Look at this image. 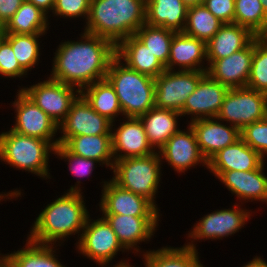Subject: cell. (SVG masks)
<instances>
[{"label":"cell","instance_id":"obj_1","mask_svg":"<svg viewBox=\"0 0 267 267\" xmlns=\"http://www.w3.org/2000/svg\"><path fill=\"white\" fill-rule=\"evenodd\" d=\"M85 41H66L55 53L51 79L79 87L76 93L106 79L109 65L116 56V46L109 40L84 31Z\"/></svg>","mask_w":267,"mask_h":267},{"label":"cell","instance_id":"obj_2","mask_svg":"<svg viewBox=\"0 0 267 267\" xmlns=\"http://www.w3.org/2000/svg\"><path fill=\"white\" fill-rule=\"evenodd\" d=\"M146 0H91L85 32L115 46L145 24Z\"/></svg>","mask_w":267,"mask_h":267},{"label":"cell","instance_id":"obj_3","mask_svg":"<svg viewBox=\"0 0 267 267\" xmlns=\"http://www.w3.org/2000/svg\"><path fill=\"white\" fill-rule=\"evenodd\" d=\"M80 191V187L72 186L68 193L48 204L36 218L28 239L50 245L84 229L89 212Z\"/></svg>","mask_w":267,"mask_h":267},{"label":"cell","instance_id":"obj_4","mask_svg":"<svg viewBox=\"0 0 267 267\" xmlns=\"http://www.w3.org/2000/svg\"><path fill=\"white\" fill-rule=\"evenodd\" d=\"M106 79L114 87L126 118H138L155 107V78L122 64L117 56L109 65Z\"/></svg>","mask_w":267,"mask_h":267},{"label":"cell","instance_id":"obj_5","mask_svg":"<svg viewBox=\"0 0 267 267\" xmlns=\"http://www.w3.org/2000/svg\"><path fill=\"white\" fill-rule=\"evenodd\" d=\"M58 144V139L50 143L10 130L0 134V160L10 166L48 178L49 153L54 152Z\"/></svg>","mask_w":267,"mask_h":267},{"label":"cell","instance_id":"obj_6","mask_svg":"<svg viewBox=\"0 0 267 267\" xmlns=\"http://www.w3.org/2000/svg\"><path fill=\"white\" fill-rule=\"evenodd\" d=\"M143 157H130L114 161L111 179L117 185L134 194L145 197L155 207L154 196L160 181V154Z\"/></svg>","mask_w":267,"mask_h":267},{"label":"cell","instance_id":"obj_7","mask_svg":"<svg viewBox=\"0 0 267 267\" xmlns=\"http://www.w3.org/2000/svg\"><path fill=\"white\" fill-rule=\"evenodd\" d=\"M266 117L267 94L247 87L230 88L216 116L220 121H229L240 131Z\"/></svg>","mask_w":267,"mask_h":267},{"label":"cell","instance_id":"obj_8","mask_svg":"<svg viewBox=\"0 0 267 267\" xmlns=\"http://www.w3.org/2000/svg\"><path fill=\"white\" fill-rule=\"evenodd\" d=\"M206 71L165 70L155 78V107L182 112Z\"/></svg>","mask_w":267,"mask_h":267},{"label":"cell","instance_id":"obj_9","mask_svg":"<svg viewBox=\"0 0 267 267\" xmlns=\"http://www.w3.org/2000/svg\"><path fill=\"white\" fill-rule=\"evenodd\" d=\"M74 89V86L49 78L30 88H22L21 91L59 125L80 95V92L75 94Z\"/></svg>","mask_w":267,"mask_h":267},{"label":"cell","instance_id":"obj_10","mask_svg":"<svg viewBox=\"0 0 267 267\" xmlns=\"http://www.w3.org/2000/svg\"><path fill=\"white\" fill-rule=\"evenodd\" d=\"M89 217L82 234H80L77 248L83 255L104 266L124 247L104 217L91 222V224L92 220Z\"/></svg>","mask_w":267,"mask_h":267},{"label":"cell","instance_id":"obj_11","mask_svg":"<svg viewBox=\"0 0 267 267\" xmlns=\"http://www.w3.org/2000/svg\"><path fill=\"white\" fill-rule=\"evenodd\" d=\"M113 122L96 112L80 94L72 103L65 119L58 125L63 136L58 139L63 144L69 137L80 135L112 134Z\"/></svg>","mask_w":267,"mask_h":267},{"label":"cell","instance_id":"obj_12","mask_svg":"<svg viewBox=\"0 0 267 267\" xmlns=\"http://www.w3.org/2000/svg\"><path fill=\"white\" fill-rule=\"evenodd\" d=\"M101 204L102 215H131L136 217H158L159 212L145 197L125 190L112 180L104 182Z\"/></svg>","mask_w":267,"mask_h":267},{"label":"cell","instance_id":"obj_13","mask_svg":"<svg viewBox=\"0 0 267 267\" xmlns=\"http://www.w3.org/2000/svg\"><path fill=\"white\" fill-rule=\"evenodd\" d=\"M253 54L254 39L245 48L232 53L226 58L207 60L209 62L207 74L229 89L246 87L250 76Z\"/></svg>","mask_w":267,"mask_h":267},{"label":"cell","instance_id":"obj_14","mask_svg":"<svg viewBox=\"0 0 267 267\" xmlns=\"http://www.w3.org/2000/svg\"><path fill=\"white\" fill-rule=\"evenodd\" d=\"M17 95V100L13 103L17 112L16 124L11 130L51 143L58 125L21 90Z\"/></svg>","mask_w":267,"mask_h":267},{"label":"cell","instance_id":"obj_15","mask_svg":"<svg viewBox=\"0 0 267 267\" xmlns=\"http://www.w3.org/2000/svg\"><path fill=\"white\" fill-rule=\"evenodd\" d=\"M229 88L206 74L187 98L181 115L192 114V120L217 116ZM199 115V116H198Z\"/></svg>","mask_w":267,"mask_h":267},{"label":"cell","instance_id":"obj_16","mask_svg":"<svg viewBox=\"0 0 267 267\" xmlns=\"http://www.w3.org/2000/svg\"><path fill=\"white\" fill-rule=\"evenodd\" d=\"M190 126L195 132L199 150L207 161L218 151L241 138L237 127H227L215 117L191 121Z\"/></svg>","mask_w":267,"mask_h":267},{"label":"cell","instance_id":"obj_17","mask_svg":"<svg viewBox=\"0 0 267 267\" xmlns=\"http://www.w3.org/2000/svg\"><path fill=\"white\" fill-rule=\"evenodd\" d=\"M122 151L124 154H121ZM112 152L114 161L155 153L154 148L149 144L145 129L139 118L127 117V121L122 123L116 132L112 133Z\"/></svg>","mask_w":267,"mask_h":267},{"label":"cell","instance_id":"obj_18","mask_svg":"<svg viewBox=\"0 0 267 267\" xmlns=\"http://www.w3.org/2000/svg\"><path fill=\"white\" fill-rule=\"evenodd\" d=\"M158 152L177 172H185L197 163L207 166V160L199 150L195 132L190 125L188 132L179 130Z\"/></svg>","mask_w":267,"mask_h":267},{"label":"cell","instance_id":"obj_19","mask_svg":"<svg viewBox=\"0 0 267 267\" xmlns=\"http://www.w3.org/2000/svg\"><path fill=\"white\" fill-rule=\"evenodd\" d=\"M263 163L264 158L240 138L213 155L207 161V168L218 177L227 171L256 170Z\"/></svg>","mask_w":267,"mask_h":267},{"label":"cell","instance_id":"obj_20","mask_svg":"<svg viewBox=\"0 0 267 267\" xmlns=\"http://www.w3.org/2000/svg\"><path fill=\"white\" fill-rule=\"evenodd\" d=\"M235 208V209H234ZM250 212L238 209L237 205L232 209H224L212 212L199 220L189 237L197 239H215L232 235L239 231L250 217Z\"/></svg>","mask_w":267,"mask_h":267},{"label":"cell","instance_id":"obj_21","mask_svg":"<svg viewBox=\"0 0 267 267\" xmlns=\"http://www.w3.org/2000/svg\"><path fill=\"white\" fill-rule=\"evenodd\" d=\"M204 58H207L206 42L184 32H176L170 45V56L165 67L166 70H173V66L178 65L183 68L181 70L207 72L208 68L203 69L200 65Z\"/></svg>","mask_w":267,"mask_h":267},{"label":"cell","instance_id":"obj_22","mask_svg":"<svg viewBox=\"0 0 267 267\" xmlns=\"http://www.w3.org/2000/svg\"><path fill=\"white\" fill-rule=\"evenodd\" d=\"M121 245L127 250L152 237L159 217L104 215Z\"/></svg>","mask_w":267,"mask_h":267},{"label":"cell","instance_id":"obj_23","mask_svg":"<svg viewBox=\"0 0 267 267\" xmlns=\"http://www.w3.org/2000/svg\"><path fill=\"white\" fill-rule=\"evenodd\" d=\"M116 56L139 73L158 77L166 70L160 60L135 35L125 38L116 46Z\"/></svg>","mask_w":267,"mask_h":267},{"label":"cell","instance_id":"obj_24","mask_svg":"<svg viewBox=\"0 0 267 267\" xmlns=\"http://www.w3.org/2000/svg\"><path fill=\"white\" fill-rule=\"evenodd\" d=\"M264 163L256 170L222 172L218 178L242 200L267 201V177L262 172Z\"/></svg>","mask_w":267,"mask_h":267},{"label":"cell","instance_id":"obj_25","mask_svg":"<svg viewBox=\"0 0 267 267\" xmlns=\"http://www.w3.org/2000/svg\"><path fill=\"white\" fill-rule=\"evenodd\" d=\"M248 28L238 24H223L206 43L207 59L217 60L230 56L245 48L254 38Z\"/></svg>","mask_w":267,"mask_h":267},{"label":"cell","instance_id":"obj_26","mask_svg":"<svg viewBox=\"0 0 267 267\" xmlns=\"http://www.w3.org/2000/svg\"><path fill=\"white\" fill-rule=\"evenodd\" d=\"M188 6L182 0H146V21L150 26L183 32Z\"/></svg>","mask_w":267,"mask_h":267},{"label":"cell","instance_id":"obj_27","mask_svg":"<svg viewBox=\"0 0 267 267\" xmlns=\"http://www.w3.org/2000/svg\"><path fill=\"white\" fill-rule=\"evenodd\" d=\"M178 116L182 115L177 111L153 107L138 117L152 148L158 147L160 150L167 140L179 131L177 129Z\"/></svg>","mask_w":267,"mask_h":267},{"label":"cell","instance_id":"obj_28","mask_svg":"<svg viewBox=\"0 0 267 267\" xmlns=\"http://www.w3.org/2000/svg\"><path fill=\"white\" fill-rule=\"evenodd\" d=\"M62 145L74 155L113 167L112 134L69 137Z\"/></svg>","mask_w":267,"mask_h":267},{"label":"cell","instance_id":"obj_29","mask_svg":"<svg viewBox=\"0 0 267 267\" xmlns=\"http://www.w3.org/2000/svg\"><path fill=\"white\" fill-rule=\"evenodd\" d=\"M46 13L33 3L25 0L1 33L11 34H44L48 27Z\"/></svg>","mask_w":267,"mask_h":267},{"label":"cell","instance_id":"obj_30","mask_svg":"<svg viewBox=\"0 0 267 267\" xmlns=\"http://www.w3.org/2000/svg\"><path fill=\"white\" fill-rule=\"evenodd\" d=\"M145 256V257H144ZM146 267H203L199 262L196 247L193 244L182 248L163 247L143 255Z\"/></svg>","mask_w":267,"mask_h":267},{"label":"cell","instance_id":"obj_31","mask_svg":"<svg viewBox=\"0 0 267 267\" xmlns=\"http://www.w3.org/2000/svg\"><path fill=\"white\" fill-rule=\"evenodd\" d=\"M80 94L96 112L111 122L118 113H123L115 89L107 79L86 86Z\"/></svg>","mask_w":267,"mask_h":267},{"label":"cell","instance_id":"obj_32","mask_svg":"<svg viewBox=\"0 0 267 267\" xmlns=\"http://www.w3.org/2000/svg\"><path fill=\"white\" fill-rule=\"evenodd\" d=\"M223 24L203 4L192 5L188 6L183 32L207 43Z\"/></svg>","mask_w":267,"mask_h":267},{"label":"cell","instance_id":"obj_33","mask_svg":"<svg viewBox=\"0 0 267 267\" xmlns=\"http://www.w3.org/2000/svg\"><path fill=\"white\" fill-rule=\"evenodd\" d=\"M26 245L23 250L7 255L17 267H65L55 258L53 245L35 243L29 239Z\"/></svg>","mask_w":267,"mask_h":267},{"label":"cell","instance_id":"obj_34","mask_svg":"<svg viewBox=\"0 0 267 267\" xmlns=\"http://www.w3.org/2000/svg\"><path fill=\"white\" fill-rule=\"evenodd\" d=\"M234 24L248 28L256 36H267V14L260 0H235Z\"/></svg>","mask_w":267,"mask_h":267},{"label":"cell","instance_id":"obj_35","mask_svg":"<svg viewBox=\"0 0 267 267\" xmlns=\"http://www.w3.org/2000/svg\"><path fill=\"white\" fill-rule=\"evenodd\" d=\"M175 31L163 27L142 25L135 36L166 66L170 56V45Z\"/></svg>","mask_w":267,"mask_h":267},{"label":"cell","instance_id":"obj_36","mask_svg":"<svg viewBox=\"0 0 267 267\" xmlns=\"http://www.w3.org/2000/svg\"><path fill=\"white\" fill-rule=\"evenodd\" d=\"M11 44L20 67L27 73L39 58L38 39L42 34L1 33Z\"/></svg>","mask_w":267,"mask_h":267},{"label":"cell","instance_id":"obj_37","mask_svg":"<svg viewBox=\"0 0 267 267\" xmlns=\"http://www.w3.org/2000/svg\"><path fill=\"white\" fill-rule=\"evenodd\" d=\"M246 87L267 94V36L254 38V54Z\"/></svg>","mask_w":267,"mask_h":267},{"label":"cell","instance_id":"obj_38","mask_svg":"<svg viewBox=\"0 0 267 267\" xmlns=\"http://www.w3.org/2000/svg\"><path fill=\"white\" fill-rule=\"evenodd\" d=\"M241 139L263 158L267 154V117L246 125L240 131Z\"/></svg>","mask_w":267,"mask_h":267},{"label":"cell","instance_id":"obj_39","mask_svg":"<svg viewBox=\"0 0 267 267\" xmlns=\"http://www.w3.org/2000/svg\"><path fill=\"white\" fill-rule=\"evenodd\" d=\"M25 73L14 55L10 42L0 33V74L14 78Z\"/></svg>","mask_w":267,"mask_h":267},{"label":"cell","instance_id":"obj_40","mask_svg":"<svg viewBox=\"0 0 267 267\" xmlns=\"http://www.w3.org/2000/svg\"><path fill=\"white\" fill-rule=\"evenodd\" d=\"M55 154L60 156L61 159L64 158L68 160L70 171L78 176V177H85L92 173L94 168V163L98 161L94 159H88L84 157H80L70 153L62 144H58L54 150Z\"/></svg>","mask_w":267,"mask_h":267},{"label":"cell","instance_id":"obj_41","mask_svg":"<svg viewBox=\"0 0 267 267\" xmlns=\"http://www.w3.org/2000/svg\"><path fill=\"white\" fill-rule=\"evenodd\" d=\"M91 0H55L53 11L56 15L63 17H79L88 18Z\"/></svg>","mask_w":267,"mask_h":267},{"label":"cell","instance_id":"obj_42","mask_svg":"<svg viewBox=\"0 0 267 267\" xmlns=\"http://www.w3.org/2000/svg\"><path fill=\"white\" fill-rule=\"evenodd\" d=\"M202 4L224 24L234 23L235 0H204Z\"/></svg>","mask_w":267,"mask_h":267},{"label":"cell","instance_id":"obj_43","mask_svg":"<svg viewBox=\"0 0 267 267\" xmlns=\"http://www.w3.org/2000/svg\"><path fill=\"white\" fill-rule=\"evenodd\" d=\"M25 0H0V30L7 24Z\"/></svg>","mask_w":267,"mask_h":267},{"label":"cell","instance_id":"obj_44","mask_svg":"<svg viewBox=\"0 0 267 267\" xmlns=\"http://www.w3.org/2000/svg\"><path fill=\"white\" fill-rule=\"evenodd\" d=\"M30 3H33L36 7L40 8L46 14L48 10H53L55 5V0H27Z\"/></svg>","mask_w":267,"mask_h":267},{"label":"cell","instance_id":"obj_45","mask_svg":"<svg viewBox=\"0 0 267 267\" xmlns=\"http://www.w3.org/2000/svg\"><path fill=\"white\" fill-rule=\"evenodd\" d=\"M242 267H267V263L263 261L260 257H256L252 261L248 262L247 265Z\"/></svg>","mask_w":267,"mask_h":267},{"label":"cell","instance_id":"obj_46","mask_svg":"<svg viewBox=\"0 0 267 267\" xmlns=\"http://www.w3.org/2000/svg\"><path fill=\"white\" fill-rule=\"evenodd\" d=\"M0 267H17L15 263L6 255L0 260Z\"/></svg>","mask_w":267,"mask_h":267},{"label":"cell","instance_id":"obj_47","mask_svg":"<svg viewBox=\"0 0 267 267\" xmlns=\"http://www.w3.org/2000/svg\"><path fill=\"white\" fill-rule=\"evenodd\" d=\"M187 6L202 4L204 0H182Z\"/></svg>","mask_w":267,"mask_h":267},{"label":"cell","instance_id":"obj_48","mask_svg":"<svg viewBox=\"0 0 267 267\" xmlns=\"http://www.w3.org/2000/svg\"><path fill=\"white\" fill-rule=\"evenodd\" d=\"M114 267H131L128 263L126 264V263H124V262H120L119 263V265L117 264V265H115Z\"/></svg>","mask_w":267,"mask_h":267},{"label":"cell","instance_id":"obj_49","mask_svg":"<svg viewBox=\"0 0 267 267\" xmlns=\"http://www.w3.org/2000/svg\"><path fill=\"white\" fill-rule=\"evenodd\" d=\"M260 1H261L262 5H263L265 13L267 14V0H260Z\"/></svg>","mask_w":267,"mask_h":267},{"label":"cell","instance_id":"obj_50","mask_svg":"<svg viewBox=\"0 0 267 267\" xmlns=\"http://www.w3.org/2000/svg\"><path fill=\"white\" fill-rule=\"evenodd\" d=\"M1 198H2V199L5 198L4 195H2V194L0 195V201H1Z\"/></svg>","mask_w":267,"mask_h":267}]
</instances>
